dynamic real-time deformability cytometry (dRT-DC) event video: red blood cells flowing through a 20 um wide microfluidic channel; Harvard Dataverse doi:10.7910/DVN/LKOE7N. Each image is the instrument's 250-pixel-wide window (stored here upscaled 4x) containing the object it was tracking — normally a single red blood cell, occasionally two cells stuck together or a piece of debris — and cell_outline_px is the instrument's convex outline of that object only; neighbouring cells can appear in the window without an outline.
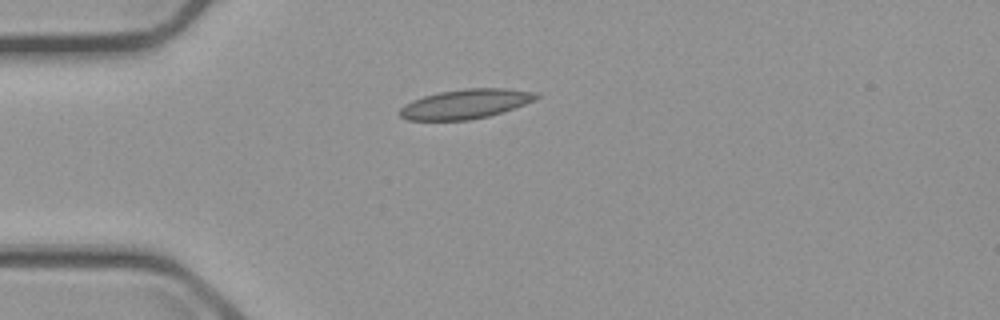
{"species": "common noctule bat (a hibernating species)", "species_latin": "Nyctalus noctula", "temperature_condition": "cold", "stored_images_in_passage": 3, "camera_frame_rate_fps": 3000, "um_per_image_px": 0.085, "animal": {"sex": "male", "body_mass_g": 23.1, "forearm_length_mm": 52.7}, "frame": {"image": 1, "passage_image": 1, "time_ms": 0.0, "image_size_px": [1000, 320], "cell_outline_px": [[540, 96], [524, 104], [488, 116], [468, 120], [408, 120], [400, 116], [400, 108], [404, 104], [412, 100], [424, 96], [440, 92], [464, 88], [504, 88], [540, 92]], "centroid_in_image_um": [39.56, 8.82], "position_along_channel_um": 45.4, "area_um2": 23.29}}
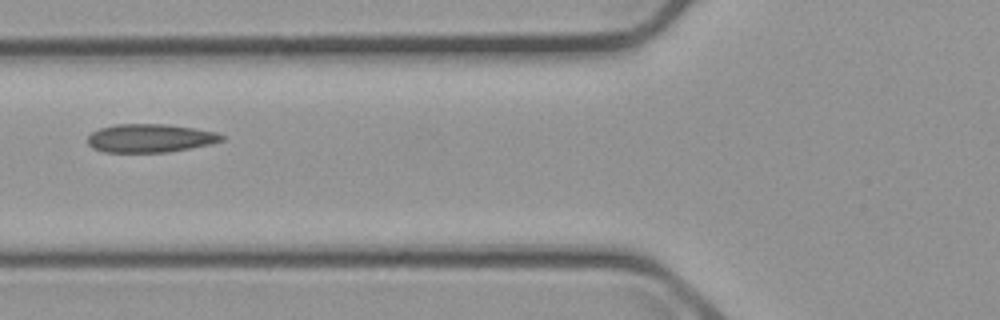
{"frame": {"image": 2, "passage_image": 3, "time_ms": 2.333, "image_size_px": [1000, 320], "cell_outline_px": [[224, 140], [208, 144], [168, 152], [104, 152], [92, 148], [88, 144], [88, 136], [92, 132], [100, 128], [116, 124], [168, 124], [216, 132], [224, 136]], "centroid_in_image_um": [12.72, 11.74], "position_along_channel_um": 113.1, "area_um2": 22.02}}